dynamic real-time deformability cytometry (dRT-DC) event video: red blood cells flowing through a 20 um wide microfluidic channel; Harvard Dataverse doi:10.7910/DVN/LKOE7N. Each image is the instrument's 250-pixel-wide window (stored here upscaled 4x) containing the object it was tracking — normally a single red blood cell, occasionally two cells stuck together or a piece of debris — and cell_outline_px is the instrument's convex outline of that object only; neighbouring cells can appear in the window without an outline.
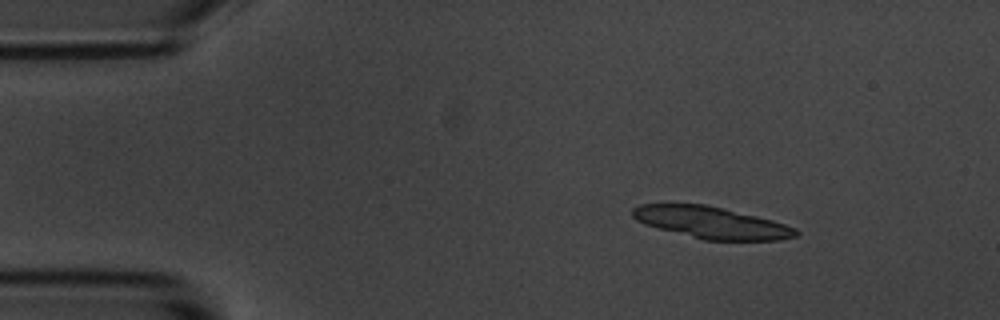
{"species": "common noctule bat (a hibernating species)", "species_latin": "Nyctalus noctula", "temperature_condition": "room temperature", "stored_images_in_passage": 5, "segment_of_instrument_passage": [1, 2], "camera_frame_rate_fps": 3000, "um_per_image_px": 0.085, "animal": {"sex": "male", "body_mass_g": 20.1, "forearm_length_mm": 53.5}, "frame": {"image": 1, "passage_image": 2, "time_ms": 1.0, "image_size_px": [1000, 320], "cell_outline_px": [[800, 232], [796, 236], [780, 240], [704, 240], [644, 224], [636, 220], [632, 216], [632, 208], [640, 204], [708, 204], [772, 220], [796, 228]], "centroid_in_image_um": [60.47, 18.91], "position_along_channel_um": 24.5, "area_um2": 30.11}}